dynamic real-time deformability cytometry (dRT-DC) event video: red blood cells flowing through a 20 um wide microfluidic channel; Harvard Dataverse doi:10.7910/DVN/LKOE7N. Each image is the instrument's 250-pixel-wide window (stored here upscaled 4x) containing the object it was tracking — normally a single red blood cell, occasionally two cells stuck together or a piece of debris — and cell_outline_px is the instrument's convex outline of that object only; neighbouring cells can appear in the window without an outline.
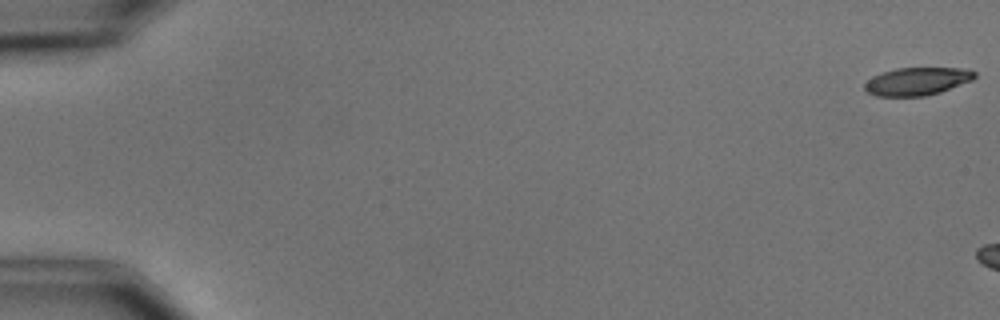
{"species": "common noctule bat (a hibernating species)", "species_latin": "Nyctalus noctula", "temperature_condition": "cold", "stored_images_in_passage": 3, "camera_frame_rate_fps": 3000, "um_per_image_px": 0.085, "animal": {"sex": "male", "body_mass_g": 15.6}, "frame": {"image": 1, "passage_image": 1, "time_ms": 0.0, "image_size_px": [1000, 320], "cell_outline_px": [[976, 76], [972, 80], [940, 92], [924, 96], [876, 96], [868, 92], [864, 88], [864, 84], [872, 76], [896, 68], [960, 68], [976, 72]], "centroid_in_image_um": [77.94, 6.91], "position_along_channel_um": 7.1, "area_um2": 17.69}}